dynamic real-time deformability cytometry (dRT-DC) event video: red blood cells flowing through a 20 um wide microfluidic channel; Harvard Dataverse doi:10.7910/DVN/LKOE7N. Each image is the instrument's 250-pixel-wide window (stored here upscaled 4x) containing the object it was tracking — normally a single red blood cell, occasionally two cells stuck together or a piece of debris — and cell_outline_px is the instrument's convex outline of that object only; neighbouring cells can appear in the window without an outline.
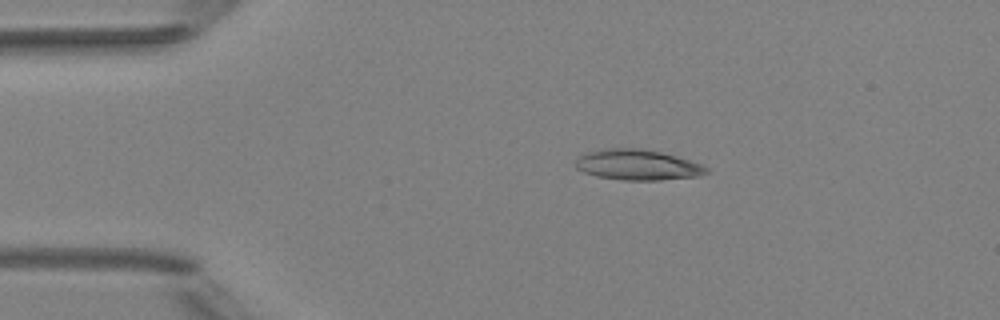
{"species": "Egyptian fruit bat (a non-hibernating species)", "species_latin": "Rousettus aegyptiacus", "temperature_condition": "room temperature", "stored_images_in_passage": 5, "camera_frame_rate_fps": 3000, "um_per_image_px": 0.085, "animal": {"sex": "female"}, "frame": {"image": 1, "passage_image": 2, "time_ms": 1.0, "image_size_px": [1000, 320], "cell_outline_px": [[708, 172], [700, 176], [660, 180], [624, 180], [596, 176], [584, 172], [576, 168], [576, 160], [584, 152], [604, 148], [644, 148], [676, 156], [700, 164], [708, 168]], "centroid_in_image_um": [54.17, 14.0], "position_along_channel_um": 30.8, "area_um2": 23.29}}
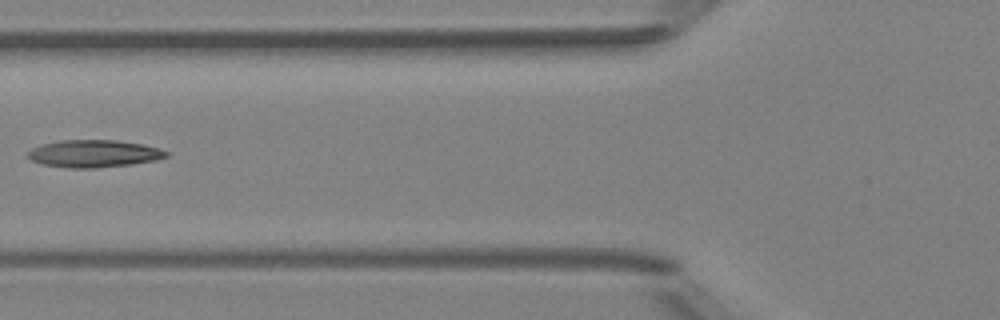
{"frame": {"image": 2, "passage_image": 4, "time_ms": 4.333, "image_size_px": [1000, 320], "cell_outline_px": [[168, 156], [156, 160], [132, 164], [96, 168], [68, 168], [44, 164], [32, 160], [28, 156], [28, 152], [32, 148], [40, 144], [60, 140], [116, 140], [144, 144], [168, 152]], "centroid_in_image_um": [7.98, 13.05], "position_along_channel_um": 117.8, "area_um2": 22.02}}
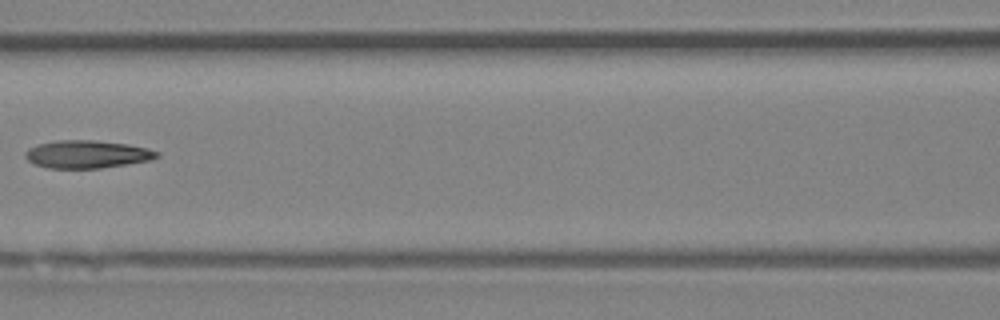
{"frame": {"image": 3, "passage_image": 5, "time_ms": 5.333, "image_size_px": [1000, 320], "cell_outline_px": [[160, 156], [152, 160], [128, 164], [100, 168], [48, 168], [32, 164], [24, 156], [24, 152], [28, 148], [36, 144], [56, 140], [96, 140], [128, 144], [148, 148], [160, 152]], "centroid_in_image_um": [7.39, 13.11], "position_along_channel_um": 159.2, "area_um2": 21.68}}